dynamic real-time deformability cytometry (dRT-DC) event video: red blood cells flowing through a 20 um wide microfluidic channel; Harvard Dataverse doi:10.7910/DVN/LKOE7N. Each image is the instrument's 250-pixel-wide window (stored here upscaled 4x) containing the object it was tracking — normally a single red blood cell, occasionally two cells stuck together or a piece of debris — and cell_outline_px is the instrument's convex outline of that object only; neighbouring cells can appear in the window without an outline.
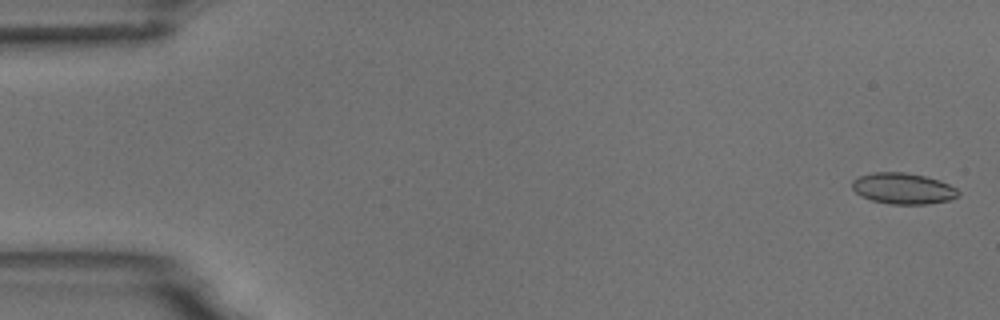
{"species": "common noctule bat (a hibernating species)", "species_latin": "Nyctalus noctula", "temperature_condition": "room temperature", "stored_images_in_passage": 5, "camera_frame_rate_fps": 3000, "um_per_image_px": 0.085, "animal": {"sex": "male", "body_mass_g": 18.8}, "frame": {"image": 1, "passage_image": 1, "time_ms": 0.0, "image_size_px": [1000, 320], "cell_outline_px": [[960, 196], [948, 200], [928, 204], [892, 204], [872, 200], [860, 196], [852, 188], [852, 180], [860, 176], [872, 172], [904, 172], [924, 176], [940, 180], [956, 188], [960, 192]], "centroid_in_image_um": [76.77, 16.02], "position_along_channel_um": 8.2, "area_um2": 19.25}}
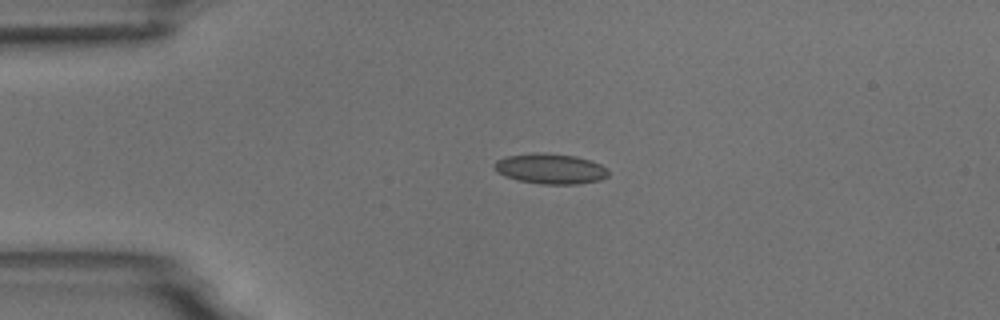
{"frame": {"image": 2, "passage_image": 4, "time_ms": 3.667, "image_size_px": [1000, 320], "cell_outline_px": [[608, 176], [600, 180], [576, 184], [540, 184], [516, 180], [504, 176], [492, 164], [496, 160], [508, 156], [536, 152], [540, 152], [576, 156], [600, 164], [608, 168]], "centroid_in_image_um": [46.79, 14.34], "position_along_channel_um": 38.2, "area_um2": 20.11}}